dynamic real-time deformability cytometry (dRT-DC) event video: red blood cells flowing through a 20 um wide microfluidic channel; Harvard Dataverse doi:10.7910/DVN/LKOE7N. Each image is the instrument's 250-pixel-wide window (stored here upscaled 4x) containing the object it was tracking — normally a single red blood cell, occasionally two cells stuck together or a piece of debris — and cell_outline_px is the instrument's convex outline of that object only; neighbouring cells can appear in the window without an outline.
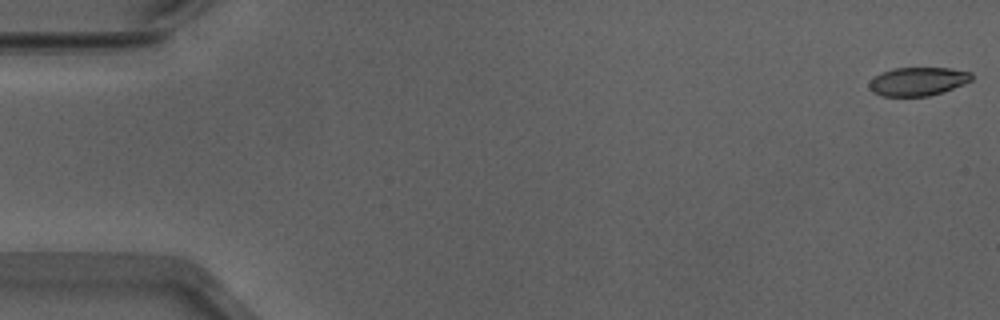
{"species": "Egyptian fruit bat (a non-hibernating species)", "species_latin": "Rousettus aegyptiacus", "temperature_condition": "warm", "stored_images_in_passage": 15, "camera_frame_rate_fps": 3000, "um_per_image_px": 0.085, "animal": {"sex": "male"}, "frame": {"image": 1, "passage_image": 1, "time_ms": 0.0, "image_size_px": [1000, 320], "cell_outline_px": [[972, 80], [964, 84], [944, 92], [928, 96], [880, 96], [872, 92], [868, 88], [868, 84], [876, 76], [892, 68], [948, 68], [972, 72]], "centroid_in_image_um": [78.03, 6.93], "position_along_channel_um": 7.0, "area_um2": 17.05}}
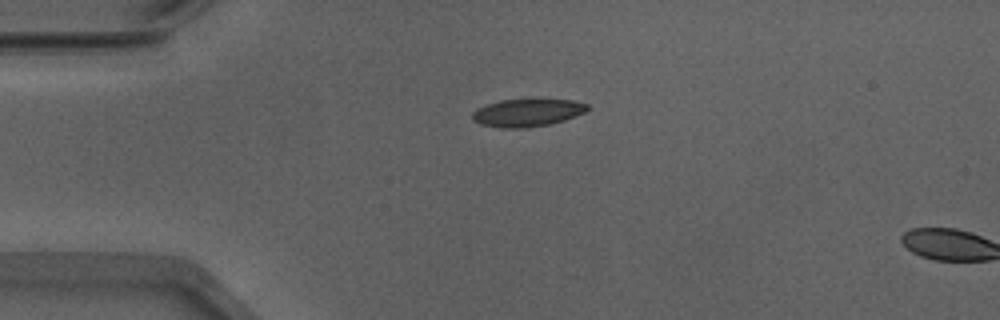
{"frame": {"image": 2, "passage_image": 13, "time_ms": 4.0, "image_size_px": [1000, 320], "cell_outline_px": [[588, 108], [584, 112], [576, 116], [564, 120], [548, 124], [528, 128], [504, 128], [480, 124], [472, 120], [472, 112], [476, 108], [500, 100], [572, 100], [588, 104]], "centroid_in_image_um": [44.78, 9.59], "position_along_channel_um": 40.2, "area_um2": 18.38}}